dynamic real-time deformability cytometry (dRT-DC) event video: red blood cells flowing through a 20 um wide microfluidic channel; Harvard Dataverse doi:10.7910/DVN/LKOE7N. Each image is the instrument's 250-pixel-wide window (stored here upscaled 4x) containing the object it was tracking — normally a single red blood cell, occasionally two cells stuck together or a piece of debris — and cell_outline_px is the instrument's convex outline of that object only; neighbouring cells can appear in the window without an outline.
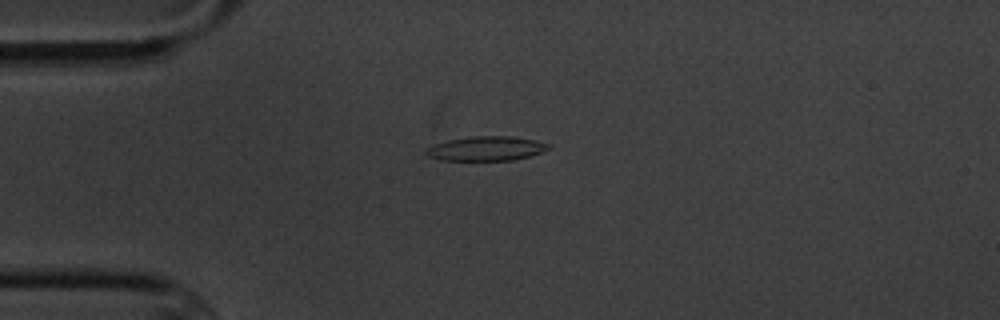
{"species": "common noctule bat (a hibernating species)", "species_latin": "Nyctalus noctula", "temperature_condition": "cold", "stored_images_in_passage": 5, "camera_frame_rate_fps": 3000, "um_per_image_px": 0.085, "animal": {"sex": "male", "body_mass_g": 20.1, "forearm_length_mm": 53.5}, "frame": {"image": 1, "passage_image": 2, "time_ms": 1.333, "image_size_px": [1000, 320], "cell_outline_px": [[552, 148], [544, 152], [512, 160], [440, 160], [428, 156], [424, 152], [424, 148], [432, 144], [448, 140], [472, 136], [508, 136], [536, 140], [552, 144]], "centroid_in_image_um": [41.33, 12.62], "position_along_channel_um": 43.7, "area_um2": 17.63}}
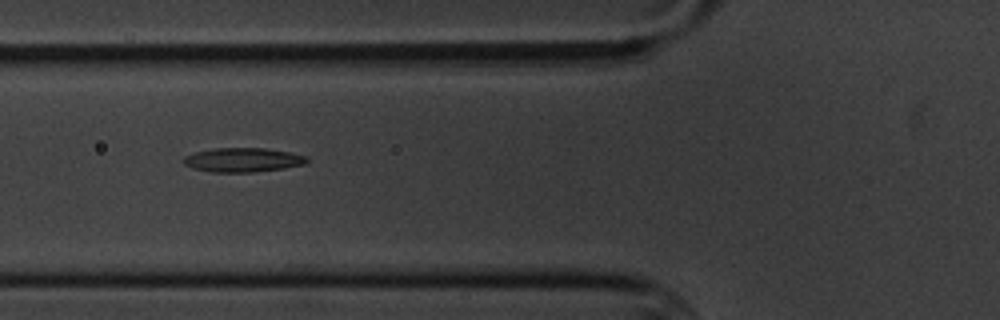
{"frame": {"image": 2, "passage_image": 4, "time_ms": 3.667, "image_size_px": [1000, 320], "cell_outline_px": [[308, 160], [304, 164], [284, 168], [252, 172], [212, 172], [192, 168], [184, 164], [180, 160], [184, 156], [196, 152], [212, 148], [264, 148], [288, 152], [308, 156]], "centroid_in_image_um": [20.6, 13.59], "position_along_channel_um": 105.2, "area_um2": 17.4}}
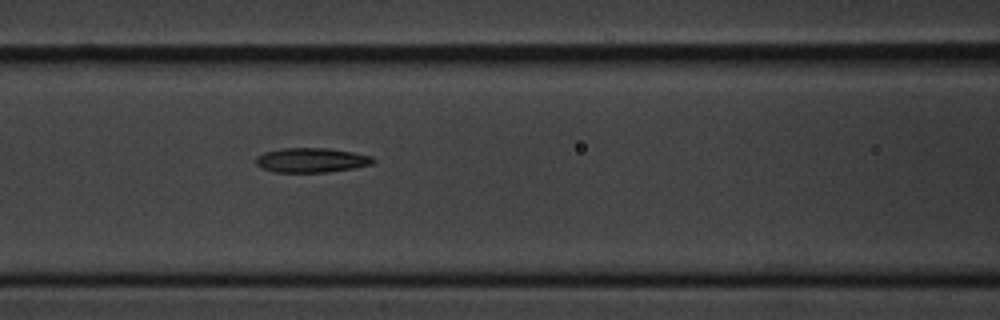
{"frame": {"image": 3, "passage_image": 5, "time_ms": 4.667, "image_size_px": [1000, 320], "cell_outline_px": [[376, 160], [372, 164], [352, 168], [324, 172], [276, 172], [260, 168], [256, 164], [256, 156], [264, 152], [280, 148], [328, 148], [352, 152], [372, 156]], "centroid_in_image_um": [26.44, 13.6], "position_along_channel_um": 140.2, "area_um2": 16.76}}